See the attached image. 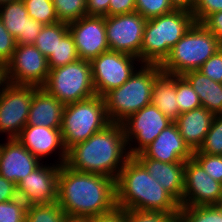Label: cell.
I'll return each instance as SVG.
<instances>
[{"label": "cell", "instance_id": "6da1fadb", "mask_svg": "<svg viewBox=\"0 0 222 222\" xmlns=\"http://www.w3.org/2000/svg\"><path fill=\"white\" fill-rule=\"evenodd\" d=\"M57 202L69 218L86 219L107 213L117 206L115 179L79 172L63 164Z\"/></svg>", "mask_w": 222, "mask_h": 222}, {"label": "cell", "instance_id": "7a4b0ae2", "mask_svg": "<svg viewBox=\"0 0 222 222\" xmlns=\"http://www.w3.org/2000/svg\"><path fill=\"white\" fill-rule=\"evenodd\" d=\"M130 158L123 125L110 123L86 141L67 151L66 165L79 172L100 174L116 180Z\"/></svg>", "mask_w": 222, "mask_h": 222}, {"label": "cell", "instance_id": "3957f363", "mask_svg": "<svg viewBox=\"0 0 222 222\" xmlns=\"http://www.w3.org/2000/svg\"><path fill=\"white\" fill-rule=\"evenodd\" d=\"M116 205L124 210L162 211L178 217L179 203L130 157L115 180Z\"/></svg>", "mask_w": 222, "mask_h": 222}, {"label": "cell", "instance_id": "277c9868", "mask_svg": "<svg viewBox=\"0 0 222 222\" xmlns=\"http://www.w3.org/2000/svg\"><path fill=\"white\" fill-rule=\"evenodd\" d=\"M195 23L192 13L173 10L170 13L148 19L140 50L141 64L161 65L171 48Z\"/></svg>", "mask_w": 222, "mask_h": 222}, {"label": "cell", "instance_id": "5b68a950", "mask_svg": "<svg viewBox=\"0 0 222 222\" xmlns=\"http://www.w3.org/2000/svg\"><path fill=\"white\" fill-rule=\"evenodd\" d=\"M161 72L158 64H141L122 86L107 92L103 99L110 122L121 124L151 104L152 86Z\"/></svg>", "mask_w": 222, "mask_h": 222}, {"label": "cell", "instance_id": "8992f818", "mask_svg": "<svg viewBox=\"0 0 222 222\" xmlns=\"http://www.w3.org/2000/svg\"><path fill=\"white\" fill-rule=\"evenodd\" d=\"M220 48V40L202 23L195 22L171 48L160 68L169 74L183 75L198 70Z\"/></svg>", "mask_w": 222, "mask_h": 222}, {"label": "cell", "instance_id": "52a82bcc", "mask_svg": "<svg viewBox=\"0 0 222 222\" xmlns=\"http://www.w3.org/2000/svg\"><path fill=\"white\" fill-rule=\"evenodd\" d=\"M110 123L104 99L99 95L65 104L61 124L65 149L68 151L75 144L86 141Z\"/></svg>", "mask_w": 222, "mask_h": 222}, {"label": "cell", "instance_id": "ba28073f", "mask_svg": "<svg viewBox=\"0 0 222 222\" xmlns=\"http://www.w3.org/2000/svg\"><path fill=\"white\" fill-rule=\"evenodd\" d=\"M42 88L64 104L95 96L90 61L78 59L65 66L50 69Z\"/></svg>", "mask_w": 222, "mask_h": 222}, {"label": "cell", "instance_id": "9c48e42d", "mask_svg": "<svg viewBox=\"0 0 222 222\" xmlns=\"http://www.w3.org/2000/svg\"><path fill=\"white\" fill-rule=\"evenodd\" d=\"M90 63L95 93L101 97L122 86L141 65L138 57L112 50L103 52Z\"/></svg>", "mask_w": 222, "mask_h": 222}, {"label": "cell", "instance_id": "30bf717a", "mask_svg": "<svg viewBox=\"0 0 222 222\" xmlns=\"http://www.w3.org/2000/svg\"><path fill=\"white\" fill-rule=\"evenodd\" d=\"M172 122L153 104H149L129 116L121 124L130 157L141 153ZM131 143H135V145Z\"/></svg>", "mask_w": 222, "mask_h": 222}, {"label": "cell", "instance_id": "8fae6325", "mask_svg": "<svg viewBox=\"0 0 222 222\" xmlns=\"http://www.w3.org/2000/svg\"><path fill=\"white\" fill-rule=\"evenodd\" d=\"M49 71L47 58L33 44H17L6 64L7 82L14 85L42 87Z\"/></svg>", "mask_w": 222, "mask_h": 222}, {"label": "cell", "instance_id": "7c38bea8", "mask_svg": "<svg viewBox=\"0 0 222 222\" xmlns=\"http://www.w3.org/2000/svg\"><path fill=\"white\" fill-rule=\"evenodd\" d=\"M32 98V85L4 86L0 91V134H7V139L19 136L26 126Z\"/></svg>", "mask_w": 222, "mask_h": 222}, {"label": "cell", "instance_id": "4fadbf2b", "mask_svg": "<svg viewBox=\"0 0 222 222\" xmlns=\"http://www.w3.org/2000/svg\"><path fill=\"white\" fill-rule=\"evenodd\" d=\"M147 20L139 13L105 16L108 47L112 51L138 57Z\"/></svg>", "mask_w": 222, "mask_h": 222}, {"label": "cell", "instance_id": "5bb4252c", "mask_svg": "<svg viewBox=\"0 0 222 222\" xmlns=\"http://www.w3.org/2000/svg\"><path fill=\"white\" fill-rule=\"evenodd\" d=\"M222 205V183L210 177L192 157L185 162L184 193L179 206Z\"/></svg>", "mask_w": 222, "mask_h": 222}, {"label": "cell", "instance_id": "9a60e30c", "mask_svg": "<svg viewBox=\"0 0 222 222\" xmlns=\"http://www.w3.org/2000/svg\"><path fill=\"white\" fill-rule=\"evenodd\" d=\"M22 178L17 186L18 197L27 205L51 204L58 200V176L61 165L43 164Z\"/></svg>", "mask_w": 222, "mask_h": 222}, {"label": "cell", "instance_id": "2e32d148", "mask_svg": "<svg viewBox=\"0 0 222 222\" xmlns=\"http://www.w3.org/2000/svg\"><path fill=\"white\" fill-rule=\"evenodd\" d=\"M79 59L91 61L109 49L104 16H83L68 24Z\"/></svg>", "mask_w": 222, "mask_h": 222}, {"label": "cell", "instance_id": "e0dca14e", "mask_svg": "<svg viewBox=\"0 0 222 222\" xmlns=\"http://www.w3.org/2000/svg\"><path fill=\"white\" fill-rule=\"evenodd\" d=\"M17 139L40 161L54 152L56 154L59 150L57 152V155H59L58 161L55 163L58 165L66 163L67 150L64 147L61 128L26 125Z\"/></svg>", "mask_w": 222, "mask_h": 222}, {"label": "cell", "instance_id": "ac0fdd59", "mask_svg": "<svg viewBox=\"0 0 222 222\" xmlns=\"http://www.w3.org/2000/svg\"><path fill=\"white\" fill-rule=\"evenodd\" d=\"M193 151L184 142L175 122L168 125L141 153L134 157H148L167 163L186 162Z\"/></svg>", "mask_w": 222, "mask_h": 222}, {"label": "cell", "instance_id": "d6986e66", "mask_svg": "<svg viewBox=\"0 0 222 222\" xmlns=\"http://www.w3.org/2000/svg\"><path fill=\"white\" fill-rule=\"evenodd\" d=\"M6 142L0 143V175L17 184L42 162L17 138L7 139Z\"/></svg>", "mask_w": 222, "mask_h": 222}, {"label": "cell", "instance_id": "ffe728a7", "mask_svg": "<svg viewBox=\"0 0 222 222\" xmlns=\"http://www.w3.org/2000/svg\"><path fill=\"white\" fill-rule=\"evenodd\" d=\"M0 19L17 44H33L44 26L29 17L23 0L1 4Z\"/></svg>", "mask_w": 222, "mask_h": 222}, {"label": "cell", "instance_id": "44dd1931", "mask_svg": "<svg viewBox=\"0 0 222 222\" xmlns=\"http://www.w3.org/2000/svg\"><path fill=\"white\" fill-rule=\"evenodd\" d=\"M65 104L42 87L33 86V98L26 125L61 128Z\"/></svg>", "mask_w": 222, "mask_h": 222}, {"label": "cell", "instance_id": "7402d4cb", "mask_svg": "<svg viewBox=\"0 0 222 222\" xmlns=\"http://www.w3.org/2000/svg\"><path fill=\"white\" fill-rule=\"evenodd\" d=\"M135 158L179 204L182 202L185 162L167 163L148 157Z\"/></svg>", "mask_w": 222, "mask_h": 222}, {"label": "cell", "instance_id": "603a6c76", "mask_svg": "<svg viewBox=\"0 0 222 222\" xmlns=\"http://www.w3.org/2000/svg\"><path fill=\"white\" fill-rule=\"evenodd\" d=\"M215 114L204 107L184 112L174 121L184 142L192 151L198 150L212 125Z\"/></svg>", "mask_w": 222, "mask_h": 222}, {"label": "cell", "instance_id": "cb8c5ba5", "mask_svg": "<svg viewBox=\"0 0 222 222\" xmlns=\"http://www.w3.org/2000/svg\"><path fill=\"white\" fill-rule=\"evenodd\" d=\"M151 104L173 122L179 117L180 110L176 102V75L162 71L155 78Z\"/></svg>", "mask_w": 222, "mask_h": 222}, {"label": "cell", "instance_id": "d4e9b609", "mask_svg": "<svg viewBox=\"0 0 222 222\" xmlns=\"http://www.w3.org/2000/svg\"><path fill=\"white\" fill-rule=\"evenodd\" d=\"M199 96L202 107L215 115L222 114V83L208 78L199 70H191L182 75Z\"/></svg>", "mask_w": 222, "mask_h": 222}, {"label": "cell", "instance_id": "484cf974", "mask_svg": "<svg viewBox=\"0 0 222 222\" xmlns=\"http://www.w3.org/2000/svg\"><path fill=\"white\" fill-rule=\"evenodd\" d=\"M68 32V24L64 22L44 25L33 45L48 58Z\"/></svg>", "mask_w": 222, "mask_h": 222}, {"label": "cell", "instance_id": "4316f807", "mask_svg": "<svg viewBox=\"0 0 222 222\" xmlns=\"http://www.w3.org/2000/svg\"><path fill=\"white\" fill-rule=\"evenodd\" d=\"M179 222H222V205L180 206Z\"/></svg>", "mask_w": 222, "mask_h": 222}, {"label": "cell", "instance_id": "83f0119b", "mask_svg": "<svg viewBox=\"0 0 222 222\" xmlns=\"http://www.w3.org/2000/svg\"><path fill=\"white\" fill-rule=\"evenodd\" d=\"M69 217L58 202L41 205H28L25 222H66Z\"/></svg>", "mask_w": 222, "mask_h": 222}, {"label": "cell", "instance_id": "f1b7e54d", "mask_svg": "<svg viewBox=\"0 0 222 222\" xmlns=\"http://www.w3.org/2000/svg\"><path fill=\"white\" fill-rule=\"evenodd\" d=\"M79 59L74 38L68 32L58 43L55 51L47 58L49 69L65 66Z\"/></svg>", "mask_w": 222, "mask_h": 222}, {"label": "cell", "instance_id": "f546056e", "mask_svg": "<svg viewBox=\"0 0 222 222\" xmlns=\"http://www.w3.org/2000/svg\"><path fill=\"white\" fill-rule=\"evenodd\" d=\"M59 22L71 23L87 15L86 0H52Z\"/></svg>", "mask_w": 222, "mask_h": 222}, {"label": "cell", "instance_id": "4dcf8cb0", "mask_svg": "<svg viewBox=\"0 0 222 222\" xmlns=\"http://www.w3.org/2000/svg\"><path fill=\"white\" fill-rule=\"evenodd\" d=\"M28 15L33 20L50 25L59 22L52 0H23Z\"/></svg>", "mask_w": 222, "mask_h": 222}, {"label": "cell", "instance_id": "1f68e13d", "mask_svg": "<svg viewBox=\"0 0 222 222\" xmlns=\"http://www.w3.org/2000/svg\"><path fill=\"white\" fill-rule=\"evenodd\" d=\"M176 102L180 114L202 106L198 94L182 75H176Z\"/></svg>", "mask_w": 222, "mask_h": 222}, {"label": "cell", "instance_id": "d6a6232c", "mask_svg": "<svg viewBox=\"0 0 222 222\" xmlns=\"http://www.w3.org/2000/svg\"><path fill=\"white\" fill-rule=\"evenodd\" d=\"M198 151L203 154L222 155V114L215 115Z\"/></svg>", "mask_w": 222, "mask_h": 222}, {"label": "cell", "instance_id": "836d02e7", "mask_svg": "<svg viewBox=\"0 0 222 222\" xmlns=\"http://www.w3.org/2000/svg\"><path fill=\"white\" fill-rule=\"evenodd\" d=\"M27 204L19 197L0 203V222H25Z\"/></svg>", "mask_w": 222, "mask_h": 222}, {"label": "cell", "instance_id": "e575fe53", "mask_svg": "<svg viewBox=\"0 0 222 222\" xmlns=\"http://www.w3.org/2000/svg\"><path fill=\"white\" fill-rule=\"evenodd\" d=\"M136 12L146 20L172 12L169 0H135Z\"/></svg>", "mask_w": 222, "mask_h": 222}, {"label": "cell", "instance_id": "d590c367", "mask_svg": "<svg viewBox=\"0 0 222 222\" xmlns=\"http://www.w3.org/2000/svg\"><path fill=\"white\" fill-rule=\"evenodd\" d=\"M214 180L222 183V155H210L193 151L192 156Z\"/></svg>", "mask_w": 222, "mask_h": 222}, {"label": "cell", "instance_id": "8d00e7d4", "mask_svg": "<svg viewBox=\"0 0 222 222\" xmlns=\"http://www.w3.org/2000/svg\"><path fill=\"white\" fill-rule=\"evenodd\" d=\"M177 218L166 212L150 210H125L126 222H174Z\"/></svg>", "mask_w": 222, "mask_h": 222}, {"label": "cell", "instance_id": "74e56055", "mask_svg": "<svg viewBox=\"0 0 222 222\" xmlns=\"http://www.w3.org/2000/svg\"><path fill=\"white\" fill-rule=\"evenodd\" d=\"M16 39L7 31L0 19V62L5 65L11 60L16 49Z\"/></svg>", "mask_w": 222, "mask_h": 222}, {"label": "cell", "instance_id": "f35d334b", "mask_svg": "<svg viewBox=\"0 0 222 222\" xmlns=\"http://www.w3.org/2000/svg\"><path fill=\"white\" fill-rule=\"evenodd\" d=\"M198 70L211 80L222 83V49L220 48Z\"/></svg>", "mask_w": 222, "mask_h": 222}, {"label": "cell", "instance_id": "ab89813d", "mask_svg": "<svg viewBox=\"0 0 222 222\" xmlns=\"http://www.w3.org/2000/svg\"><path fill=\"white\" fill-rule=\"evenodd\" d=\"M222 11V0H196L193 10L195 22L202 23L209 15Z\"/></svg>", "mask_w": 222, "mask_h": 222}, {"label": "cell", "instance_id": "60d3db41", "mask_svg": "<svg viewBox=\"0 0 222 222\" xmlns=\"http://www.w3.org/2000/svg\"><path fill=\"white\" fill-rule=\"evenodd\" d=\"M136 11L135 0H110L108 16L121 15Z\"/></svg>", "mask_w": 222, "mask_h": 222}, {"label": "cell", "instance_id": "b9f144b4", "mask_svg": "<svg viewBox=\"0 0 222 222\" xmlns=\"http://www.w3.org/2000/svg\"><path fill=\"white\" fill-rule=\"evenodd\" d=\"M86 220L87 222H126L125 210L116 206L113 210L107 213L88 217Z\"/></svg>", "mask_w": 222, "mask_h": 222}, {"label": "cell", "instance_id": "7bdbcfd3", "mask_svg": "<svg viewBox=\"0 0 222 222\" xmlns=\"http://www.w3.org/2000/svg\"><path fill=\"white\" fill-rule=\"evenodd\" d=\"M202 24L220 41L222 40V11L209 15Z\"/></svg>", "mask_w": 222, "mask_h": 222}, {"label": "cell", "instance_id": "ee69618b", "mask_svg": "<svg viewBox=\"0 0 222 222\" xmlns=\"http://www.w3.org/2000/svg\"><path fill=\"white\" fill-rule=\"evenodd\" d=\"M17 197L16 184L0 175V203L13 200Z\"/></svg>", "mask_w": 222, "mask_h": 222}, {"label": "cell", "instance_id": "f6af8a7d", "mask_svg": "<svg viewBox=\"0 0 222 222\" xmlns=\"http://www.w3.org/2000/svg\"><path fill=\"white\" fill-rule=\"evenodd\" d=\"M88 16H108L110 0H86Z\"/></svg>", "mask_w": 222, "mask_h": 222}, {"label": "cell", "instance_id": "bcb514c9", "mask_svg": "<svg viewBox=\"0 0 222 222\" xmlns=\"http://www.w3.org/2000/svg\"><path fill=\"white\" fill-rule=\"evenodd\" d=\"M169 3L174 10H184L193 13L196 0H169Z\"/></svg>", "mask_w": 222, "mask_h": 222}, {"label": "cell", "instance_id": "7dc6e473", "mask_svg": "<svg viewBox=\"0 0 222 222\" xmlns=\"http://www.w3.org/2000/svg\"><path fill=\"white\" fill-rule=\"evenodd\" d=\"M7 77H6V65L0 62V91L4 88L7 84Z\"/></svg>", "mask_w": 222, "mask_h": 222}, {"label": "cell", "instance_id": "c3c4849f", "mask_svg": "<svg viewBox=\"0 0 222 222\" xmlns=\"http://www.w3.org/2000/svg\"><path fill=\"white\" fill-rule=\"evenodd\" d=\"M66 222H87V220L80 218H68Z\"/></svg>", "mask_w": 222, "mask_h": 222}, {"label": "cell", "instance_id": "681fc988", "mask_svg": "<svg viewBox=\"0 0 222 222\" xmlns=\"http://www.w3.org/2000/svg\"><path fill=\"white\" fill-rule=\"evenodd\" d=\"M10 1H13V0H0V5L3 4V3L10 2Z\"/></svg>", "mask_w": 222, "mask_h": 222}]
</instances>
